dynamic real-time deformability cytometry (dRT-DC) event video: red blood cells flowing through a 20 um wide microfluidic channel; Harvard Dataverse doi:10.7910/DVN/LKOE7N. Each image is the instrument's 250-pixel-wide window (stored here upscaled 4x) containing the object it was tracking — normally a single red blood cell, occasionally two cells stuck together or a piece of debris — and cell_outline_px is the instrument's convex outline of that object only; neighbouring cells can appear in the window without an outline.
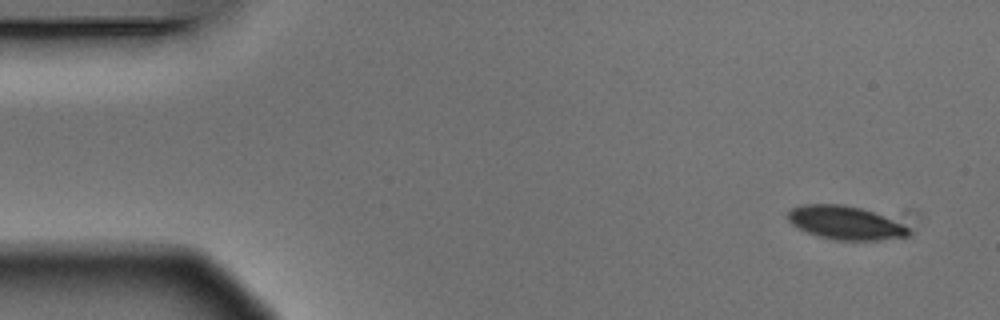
{"species": "Egyptian fruit bat (a non-hibernating species)", "species_latin": "Rousettus aegyptiacus", "temperature_condition": "warm", "stored_images_in_passage": 14, "camera_frame_rate_fps": 3000, "um_per_image_px": 0.085, "animal": {"sex": "male"}, "frame": {"image": 1, "passage_image": 1, "time_ms": 0.0, "image_size_px": [1000, 320], "cell_outline_px": [[908, 236], [876, 240], [836, 240], [816, 236], [792, 224], [788, 220], [788, 212], [792, 208], [804, 204], [844, 204], [860, 208], [884, 216], [908, 228]], "centroid_in_image_um": [71.8, 18.93], "position_along_channel_um": 13.2, "area_um2": 23.12}}
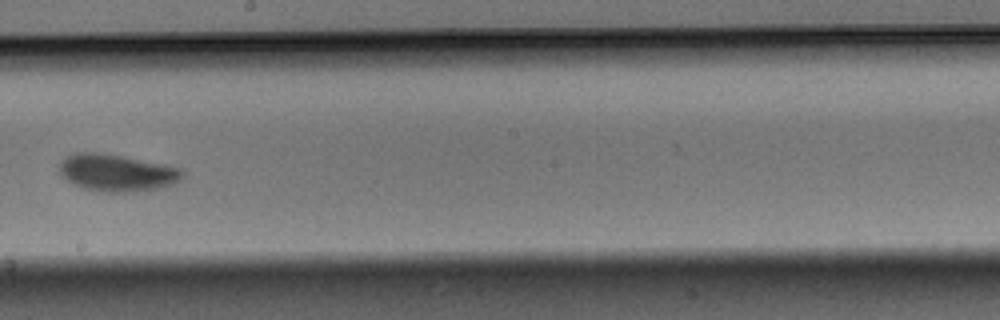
{"frame": {"image": 2, "passage_image": 8, "time_ms": 2.333, "image_size_px": [1000, 320], "cell_outline_px": [[184, 176], [180, 180], [172, 184], [160, 188], [136, 192], [104, 192], [84, 188], [72, 184], [60, 176], [60, 160], [64, 156], [76, 152], [100, 152], [124, 156], [184, 168]], "centroid_in_image_um": [9.93, 14.67], "position_along_channel_um": 238.3, "area_um2": 27.11}}
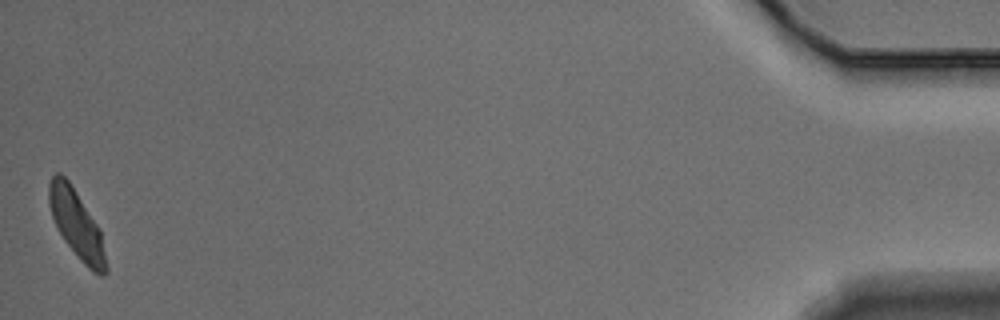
{"frame": {"image": 3, "passage_image": 14, "time_ms": 4.333, "image_size_px": [1000, 320], "cell_outline_px": [[108, 272], [104, 276], [100, 276], [92, 272], [80, 260], [64, 240], [52, 216], [48, 200], [48, 184], [52, 176], [56, 172], [60, 172], [68, 180], [100, 228], [108, 268]], "centroid_in_image_um": [6.53, 19.09], "position_along_channel_um": 428.7, "area_um2": 22.6}}